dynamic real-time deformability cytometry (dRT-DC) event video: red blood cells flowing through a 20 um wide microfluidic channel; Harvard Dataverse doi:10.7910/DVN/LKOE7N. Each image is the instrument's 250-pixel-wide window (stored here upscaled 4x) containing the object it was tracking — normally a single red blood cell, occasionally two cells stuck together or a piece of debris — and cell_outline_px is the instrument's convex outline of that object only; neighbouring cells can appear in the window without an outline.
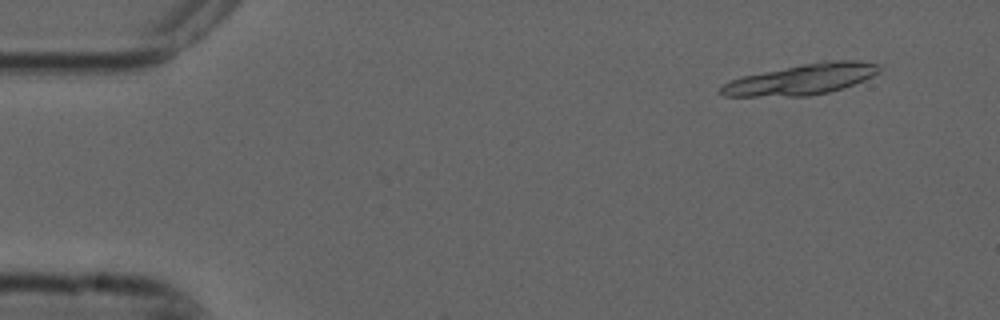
{"species": "common noctule bat (a hibernating species)", "species_latin": "Nyctalus noctula", "temperature_condition": "cold", "stored_images_in_passage": 2, "camera_frame_rate_fps": 3000, "um_per_image_px": 0.085, "animal": {"sex": "male", "forearm_length_mm": 52.5}, "frame": {"image": 1, "passage_image": 2, "time_ms": 0.333, "image_size_px": [1000, 320], "cell_outline_px": [[884, 68], [880, 72], [864, 80], [828, 92], [808, 96], [724, 96], [720, 92], [720, 88], [724, 84], [732, 80], [744, 76], [800, 64], [820, 60], [856, 60], [880, 64]], "centroid_in_image_um": [68.2, 6.72], "position_along_channel_um": 16.8, "area_um2": 28.21}}